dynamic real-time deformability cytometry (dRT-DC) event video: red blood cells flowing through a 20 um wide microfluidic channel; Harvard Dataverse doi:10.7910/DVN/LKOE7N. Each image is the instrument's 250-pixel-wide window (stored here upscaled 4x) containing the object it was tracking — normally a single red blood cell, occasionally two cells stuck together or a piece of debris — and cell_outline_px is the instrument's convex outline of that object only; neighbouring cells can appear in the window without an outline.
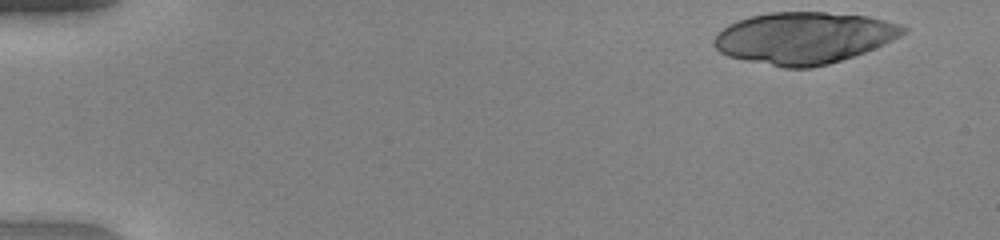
{"species": "human", "species_latin": "Homo sapiens", "temperature_condition": "warm", "stored_images_in_passage": 45, "camera_frame_rate_fps": 3000, "um_per_image_px": 0.085, "donor": {"sex": "female"}, "frame": {"image": 1, "passage_image": 1, "time_ms": 0.0, "image_size_px": [1000, 240], "cell_outline_px": [[908, 32], [884, 44], [864, 52], [828, 64], [812, 68], [784, 68], [728, 56], [720, 52], [712, 44], [712, 40], [728, 24], [752, 16], [768, 12], [824, 12], [868, 16], [900, 24], [908, 28]], "centroid_in_image_um": [68.35, 3.22], "position_along_channel_um": 16.7, "area_um2": 56.76}}
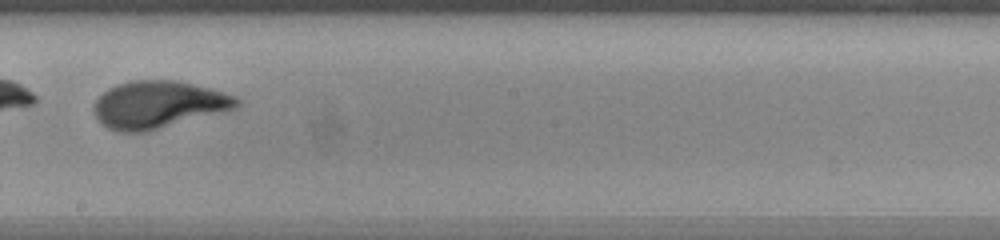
{"frame": {"image": 2, "passage_image": 28, "time_ms": 9.0, "image_size_px": [1000, 240], "cell_outline_px": [[240, 104], [236, 108], [228, 112], [148, 132], [116, 132], [100, 124], [92, 112], [92, 104], [108, 88], [116, 84], [132, 80], [180, 80], [224, 92], [236, 96], [240, 100]], "centroid_in_image_um": [13.48, 8.91], "position_along_channel_um": 234.7, "area_um2": 40.46}}
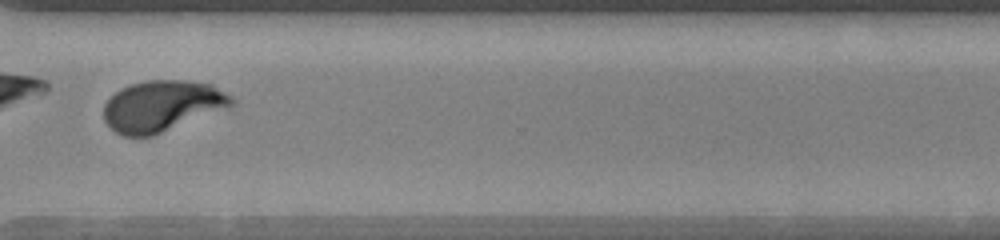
{"frame": {"image": 3, "passage_image": 37, "time_ms": 12.0, "image_size_px": [1000, 240], "cell_outline_px": [[236, 104], [228, 108], [152, 136], [124, 136], [116, 132], [104, 120], [104, 104], [120, 88], [132, 84], [148, 80], [188, 80], [212, 84], [232, 96], [236, 100]], "centroid_in_image_um": [13.82, 9.0], "position_along_channel_um": 356.8, "area_um2": 38.09}, "authors_computed_cell_mechanics": {"area_um2": 39.2462, "velocity_mm_per_s": 4.058, "shape_relaxation_time_tau1_ms": 1.8754, "shape_relaxation_time_tau2_ms": null, "deformation_change_tau1": 0.3417, "deformation_change_tau2": null}}